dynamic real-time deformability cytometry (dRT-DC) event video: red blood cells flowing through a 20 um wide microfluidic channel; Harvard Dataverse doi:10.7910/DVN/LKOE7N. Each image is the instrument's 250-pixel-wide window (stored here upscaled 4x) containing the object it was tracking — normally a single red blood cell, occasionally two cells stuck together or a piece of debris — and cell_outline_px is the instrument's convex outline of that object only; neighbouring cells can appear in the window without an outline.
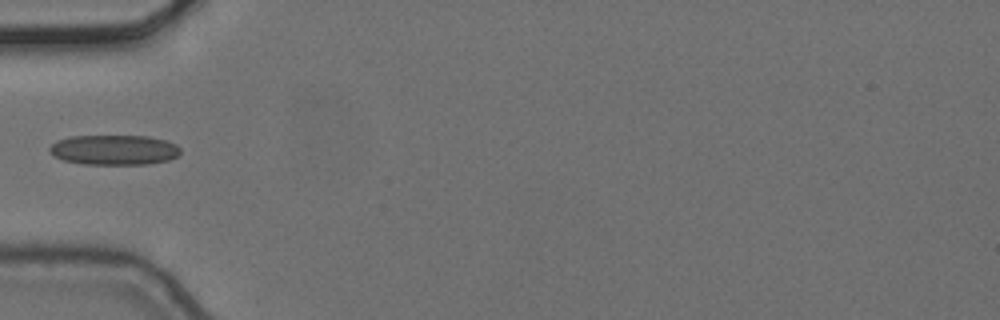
{"species": "common noctule bat (a hibernating species)", "species_latin": "Nyctalus noctula", "temperature_condition": "cold", "stored_images_in_passage": 3, "camera_frame_rate_fps": 3000, "um_per_image_px": 0.085, "animal": {"sex": "female", "body_mass_g": 24.6, "forearm_length_mm": 56.2}, "frame": {"image": 1, "passage_image": 3, "time_ms": 0.667, "image_size_px": [1000, 320], "cell_outline_px": [[180, 152], [176, 156], [168, 160], [148, 164], [84, 164], [64, 160], [48, 152], [48, 148], [56, 140], [72, 136], [148, 136], [164, 140], [176, 144], [180, 148]], "centroid_in_image_um": [9.68, 12.73], "position_along_channel_um": 75.3, "area_um2": 22.83}}